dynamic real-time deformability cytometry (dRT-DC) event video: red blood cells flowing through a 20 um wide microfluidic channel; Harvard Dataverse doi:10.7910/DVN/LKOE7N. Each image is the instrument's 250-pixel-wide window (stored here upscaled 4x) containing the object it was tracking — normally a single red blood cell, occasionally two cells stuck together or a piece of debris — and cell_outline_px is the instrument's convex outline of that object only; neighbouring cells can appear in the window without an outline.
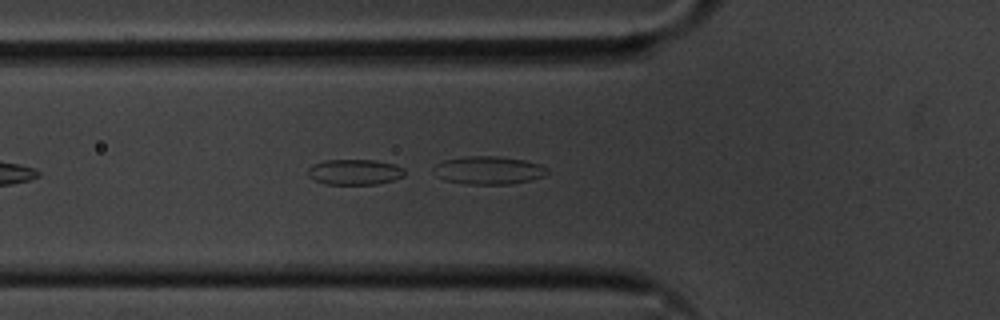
{"species": "common noctule bat (a hibernating species)", "species_latin": "Nyctalus noctula", "temperature_condition": "cold", "stored_images_in_passage": 34, "camera_frame_rate_fps": 3000, "um_per_image_px": 0.085, "animal": {"sex": "male", "body_mass_g": 20.1, "forearm_length_mm": 53.5}, "frame": {"image": 1, "passage_image": 4, "time_ms": 1.0, "image_size_px": [1000, 320], "cell_outline_px": [[404, 176], [392, 180], [376, 184], [324, 184], [308, 176], [308, 168], [312, 164], [324, 160], [372, 160], [396, 164], [404, 168]], "centroid_in_image_um": [30.14, 14.61], "position_along_channel_um": 95.7, "area_um2": 14.39}}
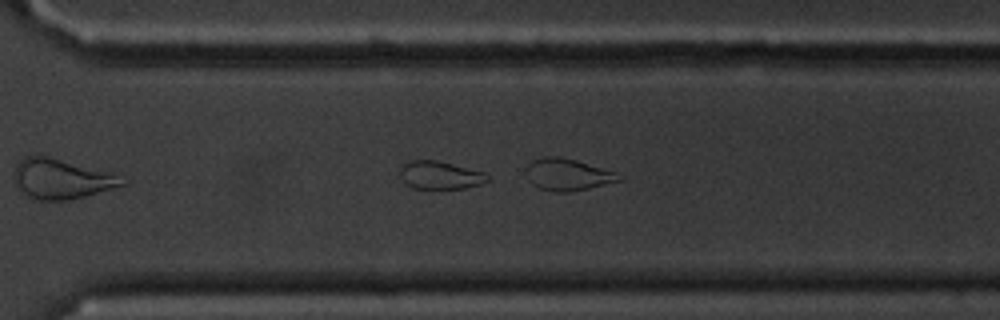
{"frame": {"image": 2, "passage_image": 24, "time_ms": 7.667, "image_size_px": [1000, 320], "cell_outline_px": [[488, 180], [480, 184], [464, 188], [432, 192], [412, 188], [404, 180], [400, 172], [400, 168], [408, 160], [436, 160], [484, 172], [488, 176]], "centroid_in_image_um": [37.39, 14.94], "position_along_channel_um": 333.2, "area_um2": 14.68}, "authors_computed_cell_mechanics": {"area_um2": 14.6234, "velocity_mm_per_s": 3.5564, "shape_relaxation_time_tau1_ms": 5.2804, "shape_relaxation_time_tau2_ms": null, "deformation_change_tau1": 0.091, "deformation_change_tau2": null}}